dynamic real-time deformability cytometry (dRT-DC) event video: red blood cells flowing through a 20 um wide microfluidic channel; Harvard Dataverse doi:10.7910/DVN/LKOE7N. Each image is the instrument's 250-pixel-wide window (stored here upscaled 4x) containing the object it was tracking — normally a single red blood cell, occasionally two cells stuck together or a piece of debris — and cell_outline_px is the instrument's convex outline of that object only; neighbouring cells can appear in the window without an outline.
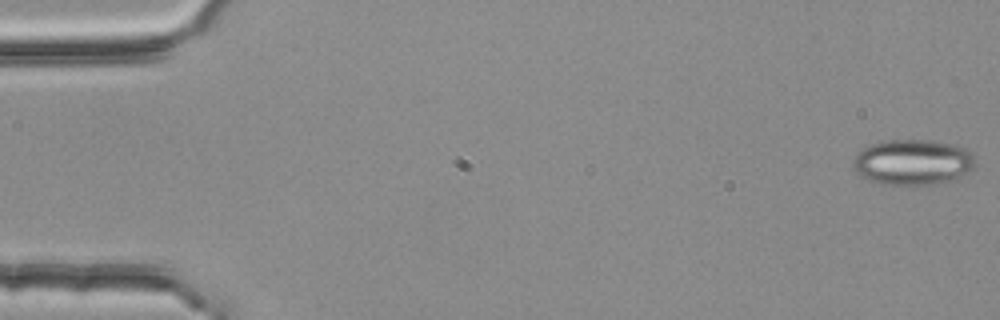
{"species": "common noctule bat (a hibernating species)", "species_latin": "Nyctalus noctula", "temperature_condition": "room temperature", "stored_images_in_passage": 3, "camera_frame_rate_fps": 3000, "um_per_image_px": 0.085, "animal": {"sex": "female", "body_mass_g": 25.1}, "frame": {"image": 1, "passage_image": 1, "time_ms": 0.0, "image_size_px": [1000, 320], "cell_outline_px": [[976, 164], [968, 172], [956, 180], [928, 184], [880, 184], [868, 180], [860, 176], [852, 168], [852, 160], [856, 152], [872, 144], [884, 140], [928, 140], [956, 144], [964, 148], [972, 156]], "centroid_in_image_um": [77.54, 13.78], "position_along_channel_um": 7.5, "area_um2": 32.6}}